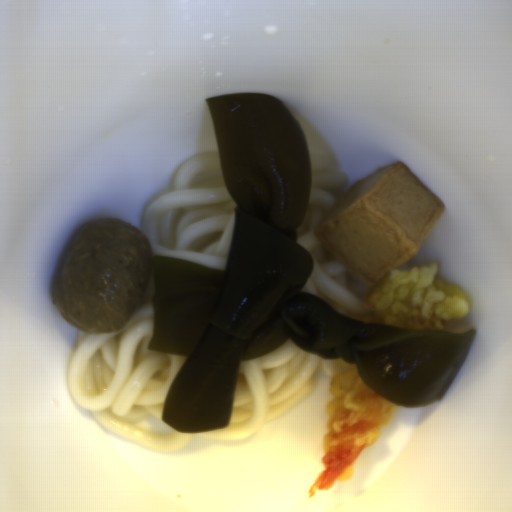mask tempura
<instances>
[{
  "instance_id": "obj_1",
  "label": "tempura",
  "mask_w": 512,
  "mask_h": 512,
  "mask_svg": "<svg viewBox=\"0 0 512 512\" xmlns=\"http://www.w3.org/2000/svg\"><path fill=\"white\" fill-rule=\"evenodd\" d=\"M328 419L322 436L323 472L312 485L309 498L327 491L335 481L354 475L353 464L372 446L389 424L398 404L366 385L355 364L336 358Z\"/></svg>"
},
{
  "instance_id": "obj_2",
  "label": "tempura",
  "mask_w": 512,
  "mask_h": 512,
  "mask_svg": "<svg viewBox=\"0 0 512 512\" xmlns=\"http://www.w3.org/2000/svg\"><path fill=\"white\" fill-rule=\"evenodd\" d=\"M470 312L466 293L440 278L437 263L397 267L369 287L356 320L417 330H447Z\"/></svg>"
}]
</instances>
